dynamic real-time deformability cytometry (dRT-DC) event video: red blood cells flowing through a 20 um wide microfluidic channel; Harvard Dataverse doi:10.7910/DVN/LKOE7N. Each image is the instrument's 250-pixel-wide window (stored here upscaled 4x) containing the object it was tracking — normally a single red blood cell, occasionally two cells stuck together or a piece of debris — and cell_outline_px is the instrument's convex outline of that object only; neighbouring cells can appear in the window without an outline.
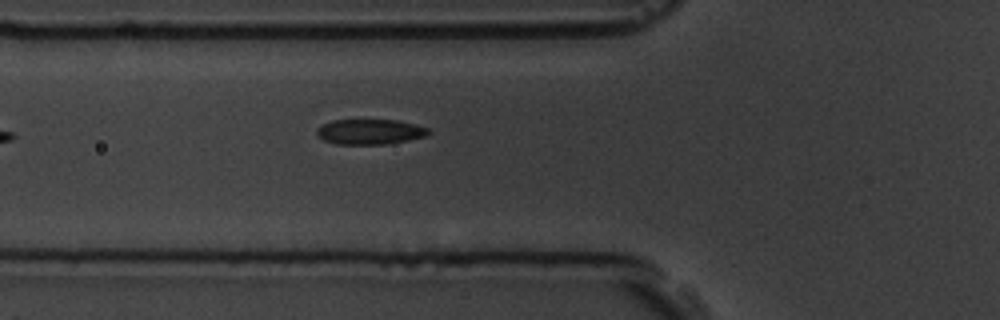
{"species": "common noctule bat (a hibernating species)", "species_latin": "Nyctalus noctula", "temperature_condition": "room temperature", "stored_images_in_passage": 6, "camera_frame_rate_fps": 3000, "um_per_image_px": 0.085, "animal": {"sex": "male", "body_mass_g": 19.5, "forearm_length_mm": 54.6}, "frame": {"image": 1, "passage_image": 6, "time_ms": 6.333, "image_size_px": [1000, 320], "cell_outline_px": [[428, 132], [424, 136], [408, 140], [388, 144], [336, 144], [324, 140], [316, 136], [316, 128], [332, 120], [396, 120], [416, 124], [428, 128]], "centroid_in_image_um": [31.4, 11.2], "position_along_channel_um": 94.4, "area_um2": 16.36}}